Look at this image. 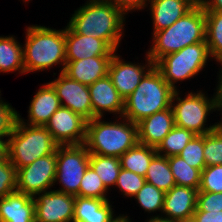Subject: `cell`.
I'll use <instances>...</instances> for the list:
<instances>
[{
  "label": "cell",
  "instance_id": "11",
  "mask_svg": "<svg viewBox=\"0 0 222 222\" xmlns=\"http://www.w3.org/2000/svg\"><path fill=\"white\" fill-rule=\"evenodd\" d=\"M87 120L80 114L61 106L56 110L45 128L58 145H81L86 139Z\"/></svg>",
  "mask_w": 222,
  "mask_h": 222
},
{
  "label": "cell",
  "instance_id": "22",
  "mask_svg": "<svg viewBox=\"0 0 222 222\" xmlns=\"http://www.w3.org/2000/svg\"><path fill=\"white\" fill-rule=\"evenodd\" d=\"M149 2L153 34L170 27L193 8L186 0H149Z\"/></svg>",
  "mask_w": 222,
  "mask_h": 222
},
{
  "label": "cell",
  "instance_id": "43",
  "mask_svg": "<svg viewBox=\"0 0 222 222\" xmlns=\"http://www.w3.org/2000/svg\"><path fill=\"white\" fill-rule=\"evenodd\" d=\"M4 137H0V160L8 159V140H3Z\"/></svg>",
  "mask_w": 222,
  "mask_h": 222
},
{
  "label": "cell",
  "instance_id": "47",
  "mask_svg": "<svg viewBox=\"0 0 222 222\" xmlns=\"http://www.w3.org/2000/svg\"><path fill=\"white\" fill-rule=\"evenodd\" d=\"M193 7H203L206 0H186Z\"/></svg>",
  "mask_w": 222,
  "mask_h": 222
},
{
  "label": "cell",
  "instance_id": "27",
  "mask_svg": "<svg viewBox=\"0 0 222 222\" xmlns=\"http://www.w3.org/2000/svg\"><path fill=\"white\" fill-rule=\"evenodd\" d=\"M206 42L210 55L215 61L222 62V11H205Z\"/></svg>",
  "mask_w": 222,
  "mask_h": 222
},
{
  "label": "cell",
  "instance_id": "8",
  "mask_svg": "<svg viewBox=\"0 0 222 222\" xmlns=\"http://www.w3.org/2000/svg\"><path fill=\"white\" fill-rule=\"evenodd\" d=\"M175 90L171 107L174 113L175 126L192 131L195 135H204L214 130V125L205 127L207 116L217 108V96L209 99L201 91L190 92L183 99ZM177 101V104H174Z\"/></svg>",
  "mask_w": 222,
  "mask_h": 222
},
{
  "label": "cell",
  "instance_id": "23",
  "mask_svg": "<svg viewBox=\"0 0 222 222\" xmlns=\"http://www.w3.org/2000/svg\"><path fill=\"white\" fill-rule=\"evenodd\" d=\"M113 212L108 199L75 196L73 222H112Z\"/></svg>",
  "mask_w": 222,
  "mask_h": 222
},
{
  "label": "cell",
  "instance_id": "49",
  "mask_svg": "<svg viewBox=\"0 0 222 222\" xmlns=\"http://www.w3.org/2000/svg\"><path fill=\"white\" fill-rule=\"evenodd\" d=\"M177 222H196V221L193 218H190V219H185V220H181Z\"/></svg>",
  "mask_w": 222,
  "mask_h": 222
},
{
  "label": "cell",
  "instance_id": "24",
  "mask_svg": "<svg viewBox=\"0 0 222 222\" xmlns=\"http://www.w3.org/2000/svg\"><path fill=\"white\" fill-rule=\"evenodd\" d=\"M157 155L156 148L137 143L119 157L121 168L145 177L151 160Z\"/></svg>",
  "mask_w": 222,
  "mask_h": 222
},
{
  "label": "cell",
  "instance_id": "2",
  "mask_svg": "<svg viewBox=\"0 0 222 222\" xmlns=\"http://www.w3.org/2000/svg\"><path fill=\"white\" fill-rule=\"evenodd\" d=\"M206 15L203 7H193L170 27L153 34V46L147 52L155 64L167 54L198 42H206Z\"/></svg>",
  "mask_w": 222,
  "mask_h": 222
},
{
  "label": "cell",
  "instance_id": "10",
  "mask_svg": "<svg viewBox=\"0 0 222 222\" xmlns=\"http://www.w3.org/2000/svg\"><path fill=\"white\" fill-rule=\"evenodd\" d=\"M56 150L47 156L33 161L30 165L16 170V191L37 196L48 191L55 185L56 178Z\"/></svg>",
  "mask_w": 222,
  "mask_h": 222
},
{
  "label": "cell",
  "instance_id": "19",
  "mask_svg": "<svg viewBox=\"0 0 222 222\" xmlns=\"http://www.w3.org/2000/svg\"><path fill=\"white\" fill-rule=\"evenodd\" d=\"M113 56H95L82 60H66L64 74L70 79L90 86L98 79L108 75Z\"/></svg>",
  "mask_w": 222,
  "mask_h": 222
},
{
  "label": "cell",
  "instance_id": "21",
  "mask_svg": "<svg viewBox=\"0 0 222 222\" xmlns=\"http://www.w3.org/2000/svg\"><path fill=\"white\" fill-rule=\"evenodd\" d=\"M0 222H35L33 197L17 191L1 197Z\"/></svg>",
  "mask_w": 222,
  "mask_h": 222
},
{
  "label": "cell",
  "instance_id": "12",
  "mask_svg": "<svg viewBox=\"0 0 222 222\" xmlns=\"http://www.w3.org/2000/svg\"><path fill=\"white\" fill-rule=\"evenodd\" d=\"M37 195L33 197L35 222H73L75 196L58 190Z\"/></svg>",
  "mask_w": 222,
  "mask_h": 222
},
{
  "label": "cell",
  "instance_id": "14",
  "mask_svg": "<svg viewBox=\"0 0 222 222\" xmlns=\"http://www.w3.org/2000/svg\"><path fill=\"white\" fill-rule=\"evenodd\" d=\"M147 61V64L143 66L135 63H126L119 55L114 53L110 61L108 76L118 93L124 99L137 88L144 75L154 66L148 54Z\"/></svg>",
  "mask_w": 222,
  "mask_h": 222
},
{
  "label": "cell",
  "instance_id": "4",
  "mask_svg": "<svg viewBox=\"0 0 222 222\" xmlns=\"http://www.w3.org/2000/svg\"><path fill=\"white\" fill-rule=\"evenodd\" d=\"M174 92L160 71L153 66L137 88L124 99L122 117L137 124L156 112L170 108Z\"/></svg>",
  "mask_w": 222,
  "mask_h": 222
},
{
  "label": "cell",
  "instance_id": "30",
  "mask_svg": "<svg viewBox=\"0 0 222 222\" xmlns=\"http://www.w3.org/2000/svg\"><path fill=\"white\" fill-rule=\"evenodd\" d=\"M194 136L192 131L175 126L158 144L156 152L165 157L178 155Z\"/></svg>",
  "mask_w": 222,
  "mask_h": 222
},
{
  "label": "cell",
  "instance_id": "28",
  "mask_svg": "<svg viewBox=\"0 0 222 222\" xmlns=\"http://www.w3.org/2000/svg\"><path fill=\"white\" fill-rule=\"evenodd\" d=\"M176 185L199 189L201 171L188 165L179 155L168 157Z\"/></svg>",
  "mask_w": 222,
  "mask_h": 222
},
{
  "label": "cell",
  "instance_id": "41",
  "mask_svg": "<svg viewBox=\"0 0 222 222\" xmlns=\"http://www.w3.org/2000/svg\"><path fill=\"white\" fill-rule=\"evenodd\" d=\"M192 218L196 222H222V210L221 211H195Z\"/></svg>",
  "mask_w": 222,
  "mask_h": 222
},
{
  "label": "cell",
  "instance_id": "15",
  "mask_svg": "<svg viewBox=\"0 0 222 222\" xmlns=\"http://www.w3.org/2000/svg\"><path fill=\"white\" fill-rule=\"evenodd\" d=\"M66 60H82L95 56H113L116 52L106 41L76 33L65 27Z\"/></svg>",
  "mask_w": 222,
  "mask_h": 222
},
{
  "label": "cell",
  "instance_id": "13",
  "mask_svg": "<svg viewBox=\"0 0 222 222\" xmlns=\"http://www.w3.org/2000/svg\"><path fill=\"white\" fill-rule=\"evenodd\" d=\"M49 83L55 89L63 107L80 114L87 121L92 120V104L88 86L70 79L63 72H60L56 80Z\"/></svg>",
  "mask_w": 222,
  "mask_h": 222
},
{
  "label": "cell",
  "instance_id": "16",
  "mask_svg": "<svg viewBox=\"0 0 222 222\" xmlns=\"http://www.w3.org/2000/svg\"><path fill=\"white\" fill-rule=\"evenodd\" d=\"M92 104V119L102 118L104 112L120 114L124 111V98L118 93L107 75L88 86Z\"/></svg>",
  "mask_w": 222,
  "mask_h": 222
},
{
  "label": "cell",
  "instance_id": "35",
  "mask_svg": "<svg viewBox=\"0 0 222 222\" xmlns=\"http://www.w3.org/2000/svg\"><path fill=\"white\" fill-rule=\"evenodd\" d=\"M198 191L222 193V164L204 167Z\"/></svg>",
  "mask_w": 222,
  "mask_h": 222
},
{
  "label": "cell",
  "instance_id": "48",
  "mask_svg": "<svg viewBox=\"0 0 222 222\" xmlns=\"http://www.w3.org/2000/svg\"><path fill=\"white\" fill-rule=\"evenodd\" d=\"M130 219L128 218V216H124V214L121 216L116 217V219L112 222H131L129 221Z\"/></svg>",
  "mask_w": 222,
  "mask_h": 222
},
{
  "label": "cell",
  "instance_id": "38",
  "mask_svg": "<svg viewBox=\"0 0 222 222\" xmlns=\"http://www.w3.org/2000/svg\"><path fill=\"white\" fill-rule=\"evenodd\" d=\"M17 119L18 112L0 99V137H9Z\"/></svg>",
  "mask_w": 222,
  "mask_h": 222
},
{
  "label": "cell",
  "instance_id": "26",
  "mask_svg": "<svg viewBox=\"0 0 222 222\" xmlns=\"http://www.w3.org/2000/svg\"><path fill=\"white\" fill-rule=\"evenodd\" d=\"M147 183H150L158 189L167 192L176 185L171 172L168 157L156 155L148 166L145 175Z\"/></svg>",
  "mask_w": 222,
  "mask_h": 222
},
{
  "label": "cell",
  "instance_id": "17",
  "mask_svg": "<svg viewBox=\"0 0 222 222\" xmlns=\"http://www.w3.org/2000/svg\"><path fill=\"white\" fill-rule=\"evenodd\" d=\"M198 190L180 185L173 186L165 192L163 213L164 218L172 221L190 219L194 215Z\"/></svg>",
  "mask_w": 222,
  "mask_h": 222
},
{
  "label": "cell",
  "instance_id": "40",
  "mask_svg": "<svg viewBox=\"0 0 222 222\" xmlns=\"http://www.w3.org/2000/svg\"><path fill=\"white\" fill-rule=\"evenodd\" d=\"M110 2L117 8H119L124 14H127L128 11L142 9L146 6V1L149 0H105Z\"/></svg>",
  "mask_w": 222,
  "mask_h": 222
},
{
  "label": "cell",
  "instance_id": "25",
  "mask_svg": "<svg viewBox=\"0 0 222 222\" xmlns=\"http://www.w3.org/2000/svg\"><path fill=\"white\" fill-rule=\"evenodd\" d=\"M11 71L25 73L23 47L13 36H0V72Z\"/></svg>",
  "mask_w": 222,
  "mask_h": 222
},
{
  "label": "cell",
  "instance_id": "29",
  "mask_svg": "<svg viewBox=\"0 0 222 222\" xmlns=\"http://www.w3.org/2000/svg\"><path fill=\"white\" fill-rule=\"evenodd\" d=\"M89 165L99 175L107 189L110 186H115L121 169L119 157L90 154Z\"/></svg>",
  "mask_w": 222,
  "mask_h": 222
},
{
  "label": "cell",
  "instance_id": "45",
  "mask_svg": "<svg viewBox=\"0 0 222 222\" xmlns=\"http://www.w3.org/2000/svg\"><path fill=\"white\" fill-rule=\"evenodd\" d=\"M218 108V109H217ZM216 110H220L222 111V108L217 107ZM214 125V132L216 134H218L220 137H222V118L221 121H219V123H215Z\"/></svg>",
  "mask_w": 222,
  "mask_h": 222
},
{
  "label": "cell",
  "instance_id": "33",
  "mask_svg": "<svg viewBox=\"0 0 222 222\" xmlns=\"http://www.w3.org/2000/svg\"><path fill=\"white\" fill-rule=\"evenodd\" d=\"M204 150V135H195L178 154L185 162L193 168L202 171L205 167Z\"/></svg>",
  "mask_w": 222,
  "mask_h": 222
},
{
  "label": "cell",
  "instance_id": "36",
  "mask_svg": "<svg viewBox=\"0 0 222 222\" xmlns=\"http://www.w3.org/2000/svg\"><path fill=\"white\" fill-rule=\"evenodd\" d=\"M145 182V177L121 168L115 186L121 190L123 195L133 197L143 187Z\"/></svg>",
  "mask_w": 222,
  "mask_h": 222
},
{
  "label": "cell",
  "instance_id": "46",
  "mask_svg": "<svg viewBox=\"0 0 222 222\" xmlns=\"http://www.w3.org/2000/svg\"><path fill=\"white\" fill-rule=\"evenodd\" d=\"M148 222H177V221H172L170 219L164 218V216L162 217V215H161V217L159 215H157V216L151 217L148 220Z\"/></svg>",
  "mask_w": 222,
  "mask_h": 222
},
{
  "label": "cell",
  "instance_id": "9",
  "mask_svg": "<svg viewBox=\"0 0 222 222\" xmlns=\"http://www.w3.org/2000/svg\"><path fill=\"white\" fill-rule=\"evenodd\" d=\"M55 182L63 186L58 191L79 196L80 182L90 163V153L84 144L58 145L56 148Z\"/></svg>",
  "mask_w": 222,
  "mask_h": 222
},
{
  "label": "cell",
  "instance_id": "34",
  "mask_svg": "<svg viewBox=\"0 0 222 222\" xmlns=\"http://www.w3.org/2000/svg\"><path fill=\"white\" fill-rule=\"evenodd\" d=\"M205 167L222 164V137L214 131L204 134Z\"/></svg>",
  "mask_w": 222,
  "mask_h": 222
},
{
  "label": "cell",
  "instance_id": "37",
  "mask_svg": "<svg viewBox=\"0 0 222 222\" xmlns=\"http://www.w3.org/2000/svg\"><path fill=\"white\" fill-rule=\"evenodd\" d=\"M16 192V168L9 158L0 160V198Z\"/></svg>",
  "mask_w": 222,
  "mask_h": 222
},
{
  "label": "cell",
  "instance_id": "20",
  "mask_svg": "<svg viewBox=\"0 0 222 222\" xmlns=\"http://www.w3.org/2000/svg\"><path fill=\"white\" fill-rule=\"evenodd\" d=\"M30 102L28 123H25L18 113V120L26 125L45 126L52 114L62 105L56 91L50 83L42 85Z\"/></svg>",
  "mask_w": 222,
  "mask_h": 222
},
{
  "label": "cell",
  "instance_id": "32",
  "mask_svg": "<svg viewBox=\"0 0 222 222\" xmlns=\"http://www.w3.org/2000/svg\"><path fill=\"white\" fill-rule=\"evenodd\" d=\"M107 190L109 189L105 187L99 175L89 165L80 182L79 196L97 199H108L106 198Z\"/></svg>",
  "mask_w": 222,
  "mask_h": 222
},
{
  "label": "cell",
  "instance_id": "6",
  "mask_svg": "<svg viewBox=\"0 0 222 222\" xmlns=\"http://www.w3.org/2000/svg\"><path fill=\"white\" fill-rule=\"evenodd\" d=\"M7 140L8 158L16 170L52 154L58 146L45 126L26 125L18 119Z\"/></svg>",
  "mask_w": 222,
  "mask_h": 222
},
{
  "label": "cell",
  "instance_id": "44",
  "mask_svg": "<svg viewBox=\"0 0 222 222\" xmlns=\"http://www.w3.org/2000/svg\"><path fill=\"white\" fill-rule=\"evenodd\" d=\"M222 68V66H221ZM221 72H219V84L217 86V92H216V96H217V107L222 108V69L220 70Z\"/></svg>",
  "mask_w": 222,
  "mask_h": 222
},
{
  "label": "cell",
  "instance_id": "7",
  "mask_svg": "<svg viewBox=\"0 0 222 222\" xmlns=\"http://www.w3.org/2000/svg\"><path fill=\"white\" fill-rule=\"evenodd\" d=\"M209 57L211 55L207 42H198L165 55L154 66L160 71L163 79L177 90L175 83L196 76L205 67Z\"/></svg>",
  "mask_w": 222,
  "mask_h": 222
},
{
  "label": "cell",
  "instance_id": "18",
  "mask_svg": "<svg viewBox=\"0 0 222 222\" xmlns=\"http://www.w3.org/2000/svg\"><path fill=\"white\" fill-rule=\"evenodd\" d=\"M174 127L172 107L156 112L137 123L138 143L156 148Z\"/></svg>",
  "mask_w": 222,
  "mask_h": 222
},
{
  "label": "cell",
  "instance_id": "42",
  "mask_svg": "<svg viewBox=\"0 0 222 222\" xmlns=\"http://www.w3.org/2000/svg\"><path fill=\"white\" fill-rule=\"evenodd\" d=\"M203 8L205 11H222V0H206Z\"/></svg>",
  "mask_w": 222,
  "mask_h": 222
},
{
  "label": "cell",
  "instance_id": "1",
  "mask_svg": "<svg viewBox=\"0 0 222 222\" xmlns=\"http://www.w3.org/2000/svg\"><path fill=\"white\" fill-rule=\"evenodd\" d=\"M125 14L105 0H89L75 11L68 25L78 34L106 41L115 51L124 30Z\"/></svg>",
  "mask_w": 222,
  "mask_h": 222
},
{
  "label": "cell",
  "instance_id": "39",
  "mask_svg": "<svg viewBox=\"0 0 222 222\" xmlns=\"http://www.w3.org/2000/svg\"><path fill=\"white\" fill-rule=\"evenodd\" d=\"M222 193L202 192L197 193V203L195 211H221Z\"/></svg>",
  "mask_w": 222,
  "mask_h": 222
},
{
  "label": "cell",
  "instance_id": "31",
  "mask_svg": "<svg viewBox=\"0 0 222 222\" xmlns=\"http://www.w3.org/2000/svg\"><path fill=\"white\" fill-rule=\"evenodd\" d=\"M165 192L158 189L154 185L145 182L143 187L138 191L135 197L139 205L146 212L163 211Z\"/></svg>",
  "mask_w": 222,
  "mask_h": 222
},
{
  "label": "cell",
  "instance_id": "5",
  "mask_svg": "<svg viewBox=\"0 0 222 222\" xmlns=\"http://www.w3.org/2000/svg\"><path fill=\"white\" fill-rule=\"evenodd\" d=\"M121 118V123L104 122L101 118L87 121L84 145L90 154L120 157L138 143L137 124Z\"/></svg>",
  "mask_w": 222,
  "mask_h": 222
},
{
  "label": "cell",
  "instance_id": "3",
  "mask_svg": "<svg viewBox=\"0 0 222 222\" xmlns=\"http://www.w3.org/2000/svg\"><path fill=\"white\" fill-rule=\"evenodd\" d=\"M23 47L25 73L43 71L53 65L66 66L65 29L56 30L45 26L32 25L26 28Z\"/></svg>",
  "mask_w": 222,
  "mask_h": 222
}]
</instances>
